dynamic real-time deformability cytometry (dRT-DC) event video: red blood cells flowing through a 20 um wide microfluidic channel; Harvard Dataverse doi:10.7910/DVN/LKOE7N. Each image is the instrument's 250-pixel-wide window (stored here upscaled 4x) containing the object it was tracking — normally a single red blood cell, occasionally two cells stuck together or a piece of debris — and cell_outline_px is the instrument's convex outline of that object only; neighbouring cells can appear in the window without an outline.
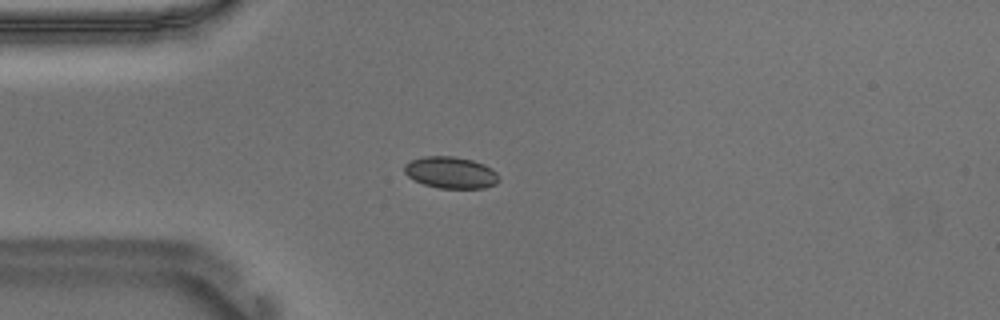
{"species": "Egyptian fruit bat (a non-hibernating species)", "species_latin": "Rousettus aegyptiacus", "temperature_condition": "warm", "stored_images_in_passage": 41, "camera_frame_rate_fps": 3000, "um_per_image_px": 0.085, "animal": {"sex": "male"}, "frame": {"image": 1, "passage_image": 1, "time_ms": 0.0, "image_size_px": [1000, 320], "cell_outline_px": [[500, 180], [496, 184], [484, 188], [440, 188], [424, 184], [408, 176], [404, 172], [404, 164], [412, 160], [424, 156], [452, 156], [472, 160], [484, 164], [492, 168], [500, 176]], "centroid_in_image_um": [38.35, 14.66], "position_along_channel_um": 46.7, "area_um2": 17.46}}
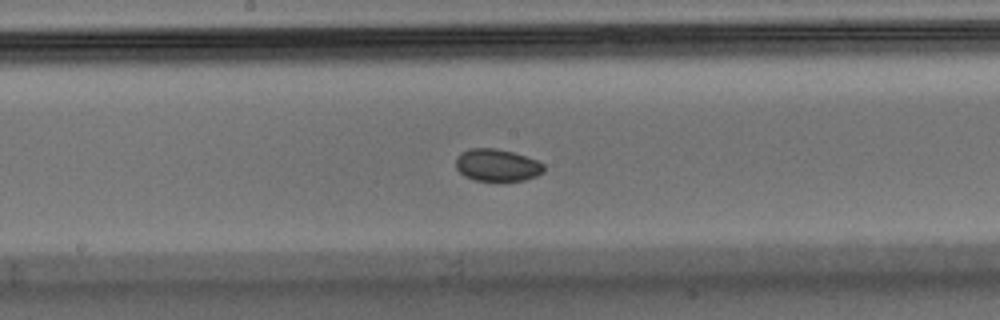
{"frame": {"image": 2, "passage_image": 15, "time_ms": 4.667, "image_size_px": [1000, 320], "cell_outline_px": [[544, 172], [536, 176], [524, 180], [472, 180], [464, 176], [456, 168], [456, 156], [460, 152], [468, 148], [496, 148], [512, 152], [536, 160], [544, 164]], "centroid_in_image_um": [42.22, 14.03], "position_along_channel_um": 206.0, "area_um2": 16.53}}
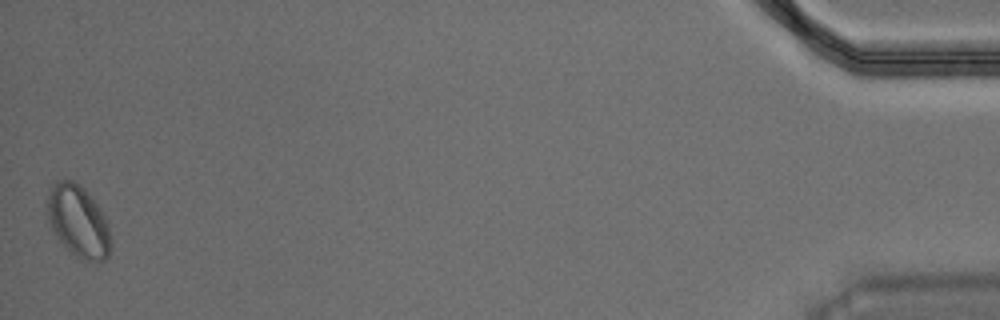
{"frame": {"image": 3, "passage_image": 41, "time_ms": 13.333, "image_size_px": [1000, 320], "cell_outline_px": [[108, 256], [104, 260], [84, 260], [76, 256], [60, 240], [52, 228], [44, 212], [48, 188], [56, 180], [72, 180], [84, 188], [100, 208], [104, 216], [108, 228]], "centroid_in_image_um": [6.56, 18.72], "position_along_channel_um": 428.6, "area_um2": 26.24}, "authors_computed_cell_mechanics": {"area_um2": 17.2244, "velocity_mm_per_s": 3.6692, "shape_relaxation_time_tau1_ms": 6.0451, "shape_relaxation_time_tau2_ms": null, "deformation_change_tau1": 0.0731, "deformation_change_tau2": null}}